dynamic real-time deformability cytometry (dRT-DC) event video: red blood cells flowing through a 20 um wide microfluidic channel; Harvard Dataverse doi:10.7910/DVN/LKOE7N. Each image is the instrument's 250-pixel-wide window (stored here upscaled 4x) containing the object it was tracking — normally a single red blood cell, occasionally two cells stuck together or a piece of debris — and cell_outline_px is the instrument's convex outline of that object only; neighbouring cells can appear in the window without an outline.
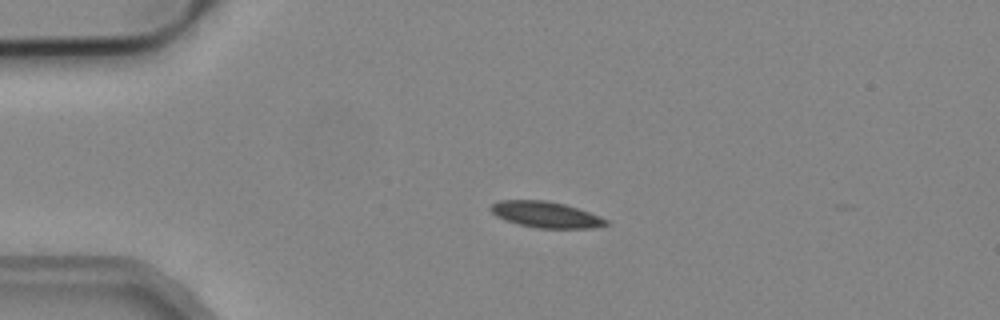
{"species": "common noctule bat (a hibernating species)", "species_latin": "Nyctalus noctula", "temperature_condition": "cold", "stored_images_in_passage": 9, "camera_frame_rate_fps": 3000, "um_per_image_px": 0.085, "animal": {"sex": "male", "body_mass_g": 19.2, "forearm_length_mm": 51.8}, "frame": {"image": 1, "passage_image": 4, "time_ms": 1.0, "image_size_px": [1000, 320], "cell_outline_px": [[608, 224], [592, 228], [536, 228], [520, 224], [496, 216], [488, 208], [492, 204], [500, 200], [544, 200], [564, 204], [588, 212], [608, 220]], "centroid_in_image_um": [46.37, 18.24], "position_along_channel_um": 38.6, "area_um2": 17.22}}
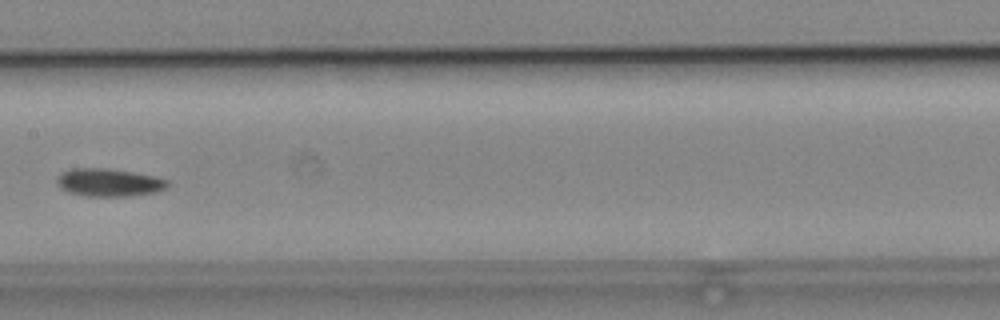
{"frame": {"image": 2, "passage_image": 8, "time_ms": 2.333, "image_size_px": [1000, 320], "cell_outline_px": [[168, 184], [164, 188], [156, 192], [124, 196], [84, 196], [68, 192], [60, 188], [56, 180], [60, 172], [72, 168], [108, 168], [132, 172], [152, 176], [168, 180]], "centroid_in_image_um": [9.19, 15.5], "position_along_channel_um": 198.2, "area_um2": 17.86}}
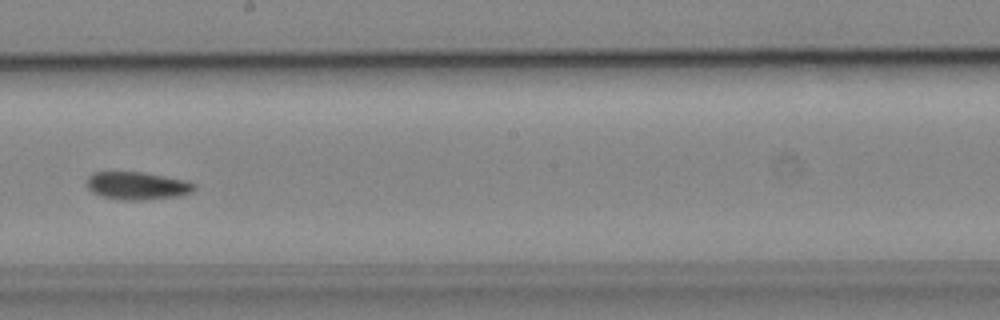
{"frame": {"image": 3, "passage_image": 9, "time_ms": 2.667, "image_size_px": [1000, 320], "cell_outline_px": [[196, 188], [192, 192], [176, 196], [140, 200], [120, 200], [104, 196], [92, 192], [88, 188], [88, 176], [92, 172], [144, 172], [188, 180], [196, 184]], "centroid_in_image_um": [11.7, 15.77], "position_along_channel_um": 236.5, "area_um2": 17.4}}